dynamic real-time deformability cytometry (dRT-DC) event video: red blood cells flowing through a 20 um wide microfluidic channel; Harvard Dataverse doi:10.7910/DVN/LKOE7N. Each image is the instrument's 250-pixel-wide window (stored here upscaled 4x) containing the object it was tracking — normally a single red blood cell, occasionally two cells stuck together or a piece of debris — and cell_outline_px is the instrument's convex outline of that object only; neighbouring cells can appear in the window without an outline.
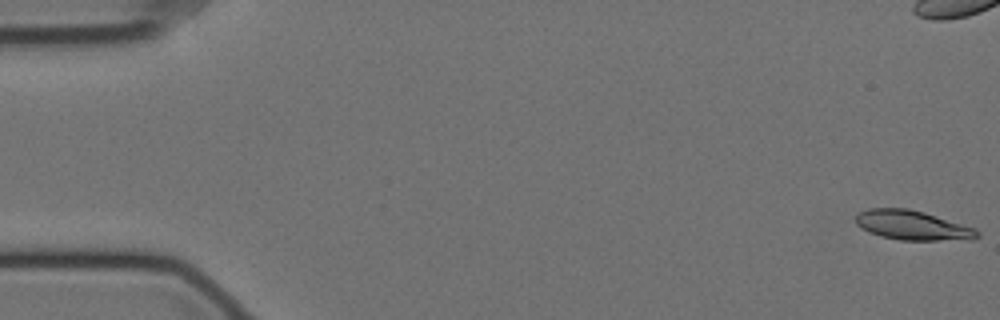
{"species": "Egyptian fruit bat (a non-hibernating species)", "species_latin": "Rousettus aegyptiacus", "temperature_condition": "cold", "stored_images_in_passage": 56, "camera_frame_rate_fps": 3000, "um_per_image_px": 0.085, "animal": {"sex": "female"}, "frame": {"image": 1, "passage_image": 1, "time_ms": 0.0, "image_size_px": [1000, 320], "cell_outline_px": [[980, 236], [972, 240], [900, 240], [880, 236], [868, 232], [860, 228], [856, 224], [856, 216], [860, 212], [868, 208], [908, 208], [924, 212], [976, 228], [980, 232]], "centroid_in_image_um": [77.58, 19.16], "position_along_channel_um": 7.4, "area_um2": 21.1}}
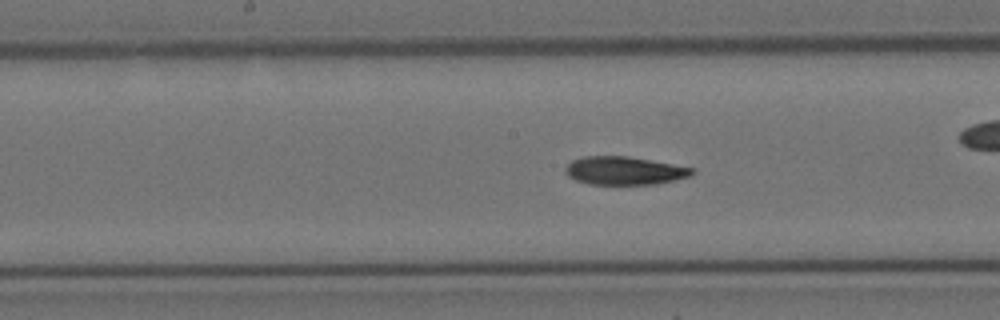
{"frame": {"image": 2, "passage_image": 29, "time_ms": 9.333, "image_size_px": [1000, 320], "cell_outline_px": [[696, 172], [692, 176], [656, 184], [588, 184], [576, 180], [568, 176], [564, 172], [564, 168], [572, 160], [584, 156], [628, 156], [696, 168]], "centroid_in_image_um": [53.09, 14.5], "position_along_channel_um": 195.1, "area_um2": 20.98}}
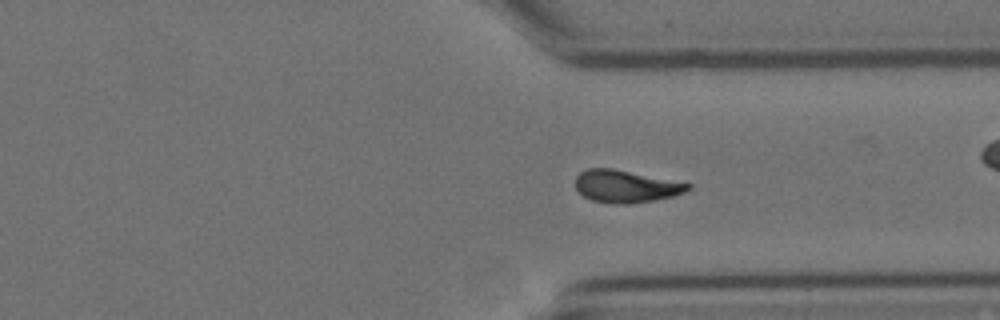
{"frame": {"image": 3, "passage_image": 43, "time_ms": 14.0, "image_size_px": [1000, 320], "cell_outline_px": [[692, 188], [684, 192], [672, 196], [652, 200], [628, 204], [612, 204], [592, 200], [584, 196], [576, 188], [576, 176], [580, 172], [588, 168], [612, 168], [692, 184]], "centroid_in_image_um": [53.18, 15.83], "position_along_channel_um": 358.2, "area_um2": 21.04}}